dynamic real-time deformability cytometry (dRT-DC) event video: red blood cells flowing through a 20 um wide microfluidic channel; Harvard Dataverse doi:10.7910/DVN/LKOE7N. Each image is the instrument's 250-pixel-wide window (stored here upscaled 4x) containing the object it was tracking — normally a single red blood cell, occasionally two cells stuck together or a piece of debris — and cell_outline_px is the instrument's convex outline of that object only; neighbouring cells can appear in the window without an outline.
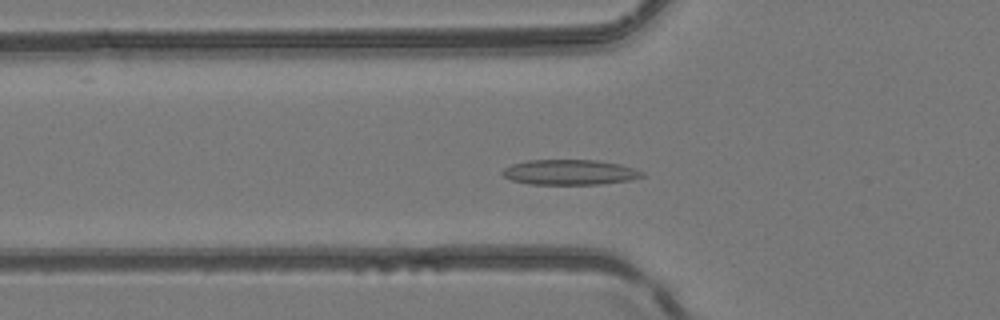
{"species": "common noctule bat (a hibernating species)", "species_latin": "Nyctalus noctula", "temperature_condition": "room temperature", "stored_images_in_passage": 49, "camera_frame_rate_fps": 3000, "um_per_image_px": 0.085, "animal": {"sex": "female", "body_mass_g": 24.6, "forearm_length_mm": 56.2}, "frame": {"image": 1, "passage_image": 16, "time_ms": 5.0, "image_size_px": [1000, 320], "cell_outline_px": [[644, 176], [632, 180], [600, 184], [532, 184], [512, 180], [504, 176], [500, 172], [504, 168], [512, 164], [528, 160], [596, 160], [620, 164], [644, 172]], "centroid_in_image_um": [48.44, 14.64], "position_along_channel_um": 77.4, "area_um2": 20.46}}
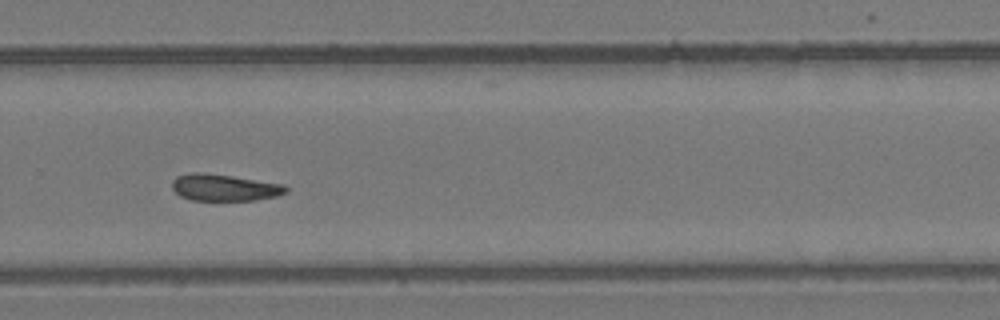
{"frame": {"image": 2, "passage_image": 33, "time_ms": 10.667, "image_size_px": [1000, 320], "cell_outline_px": [[288, 192], [276, 196], [256, 200], [192, 200], [180, 196], [172, 188], [172, 180], [176, 176], [192, 172], [204, 172], [232, 176], [284, 184], [288, 188]], "centroid_in_image_um": [19.07, 15.93], "position_along_channel_um": 310.7, "area_um2": 17.8}}
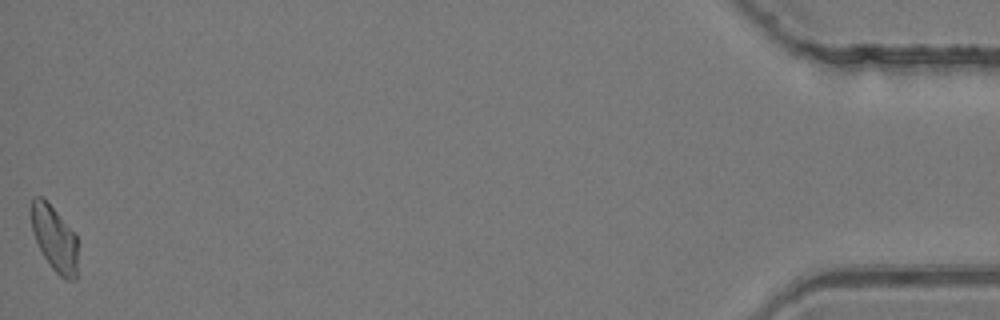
{"frame": {"image": 3, "passage_image": 49, "time_ms": 16.0, "image_size_px": [1000, 320], "cell_outline_px": [[76, 280], [64, 280], [52, 268], [44, 256], [36, 240], [32, 228], [32, 196], [44, 196], [76, 236]], "centroid_in_image_um": [4.62, 20.26], "position_along_channel_um": 430.6, "area_um2": 17.34}}